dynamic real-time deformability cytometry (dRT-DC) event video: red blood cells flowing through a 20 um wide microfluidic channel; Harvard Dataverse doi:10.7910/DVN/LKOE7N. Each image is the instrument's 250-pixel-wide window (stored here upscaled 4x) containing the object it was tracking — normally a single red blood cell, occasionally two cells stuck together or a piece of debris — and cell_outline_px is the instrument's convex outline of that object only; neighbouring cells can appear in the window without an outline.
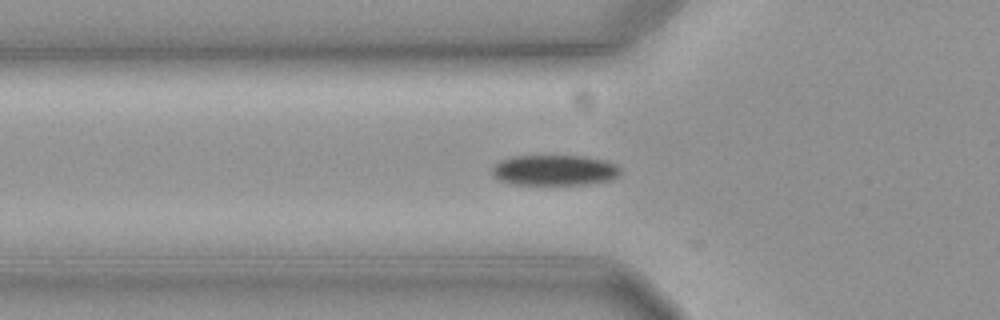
{"species": "common noctule bat (a hibernating species)", "species_latin": "Nyctalus noctula", "temperature_condition": "cold", "stored_images_in_passage": 4, "camera_frame_rate_fps": 3000, "um_per_image_px": 0.085, "animal": {"sex": "female", "body_mass_g": 19.3, "forearm_length_mm": 54.1}, "frame": {"image": 1, "passage_image": 3, "time_ms": 0.667, "image_size_px": [1000, 320], "cell_outline_px": [[620, 172], [616, 176], [608, 180], [584, 184], [512, 184], [496, 180], [492, 176], [492, 168], [500, 160], [512, 156], [584, 156], [604, 160], [616, 164], [620, 168]], "centroid_in_image_um": [47.07, 14.46], "position_along_channel_um": 78.7, "area_um2": 22.77}}